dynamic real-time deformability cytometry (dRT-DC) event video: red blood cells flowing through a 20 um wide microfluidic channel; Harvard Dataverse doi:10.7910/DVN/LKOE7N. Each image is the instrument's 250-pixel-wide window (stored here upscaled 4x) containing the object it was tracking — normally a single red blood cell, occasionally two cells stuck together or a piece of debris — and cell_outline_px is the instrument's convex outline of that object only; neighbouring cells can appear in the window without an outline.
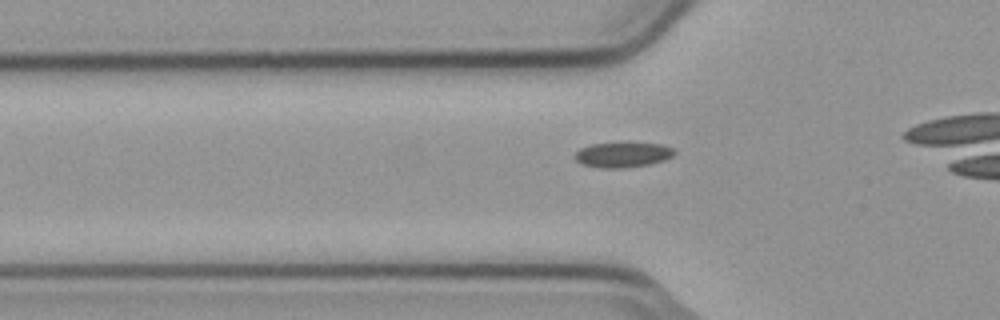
{"species": "common noctule bat (a hibernating species)", "species_latin": "Nyctalus noctula", "temperature_condition": "cold", "stored_images_in_passage": 39, "camera_frame_rate_fps": 3000, "um_per_image_px": 0.085, "animal": {"sex": "male", "body_mass_g": 23.1, "forearm_length_mm": 52.7}, "frame": {"image": 1, "passage_image": 13, "time_ms": 4.0, "image_size_px": [1000, 320], "cell_outline_px": [[676, 152], [672, 156], [664, 160], [648, 164], [624, 168], [600, 168], [580, 164], [576, 160], [576, 152], [580, 148], [592, 144], [624, 140], [660, 144], [672, 148]], "centroid_in_image_um": [52.92, 13.11], "position_along_channel_um": 72.9, "area_um2": 15.14}}
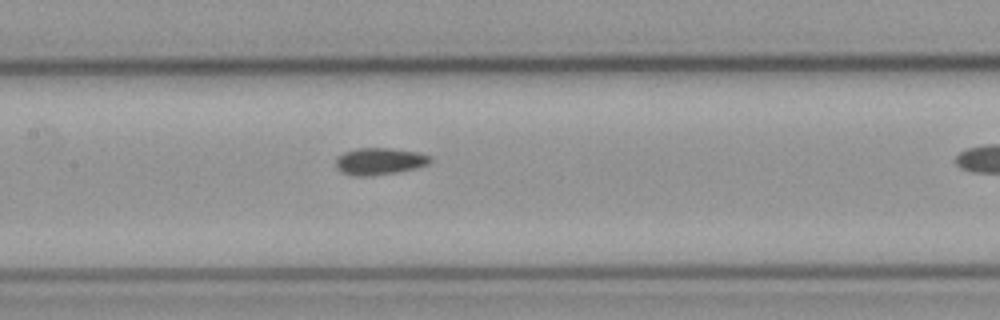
{"frame": {"image": 2, "passage_image": 21, "time_ms": 6.667, "image_size_px": [1000, 320], "cell_outline_px": [[432, 160], [428, 164], [416, 168], [396, 172], [368, 176], [352, 176], [340, 172], [336, 168], [336, 156], [344, 152], [356, 148], [388, 148], [420, 152], [432, 156]], "centroid_in_image_um": [32.24, 13.7], "position_along_channel_um": 175.2, "area_um2": 15.03}}
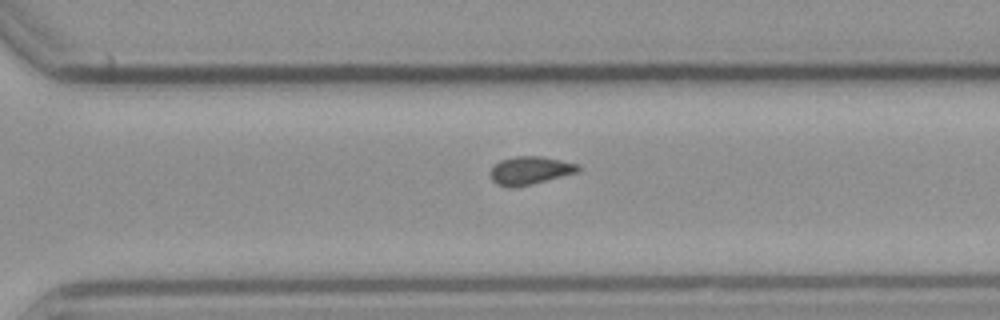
{"frame": {"image": 3, "passage_image": 33, "time_ms": 10.667, "image_size_px": [1000, 320], "cell_outline_px": [[580, 168], [576, 172], [532, 184], [512, 188], [508, 188], [496, 184], [492, 180], [492, 168], [500, 160], [516, 156], [540, 156], [560, 160], [576, 164]], "centroid_in_image_um": [45.01, 14.5], "position_along_channel_um": 325.6, "area_um2": 14.05}}